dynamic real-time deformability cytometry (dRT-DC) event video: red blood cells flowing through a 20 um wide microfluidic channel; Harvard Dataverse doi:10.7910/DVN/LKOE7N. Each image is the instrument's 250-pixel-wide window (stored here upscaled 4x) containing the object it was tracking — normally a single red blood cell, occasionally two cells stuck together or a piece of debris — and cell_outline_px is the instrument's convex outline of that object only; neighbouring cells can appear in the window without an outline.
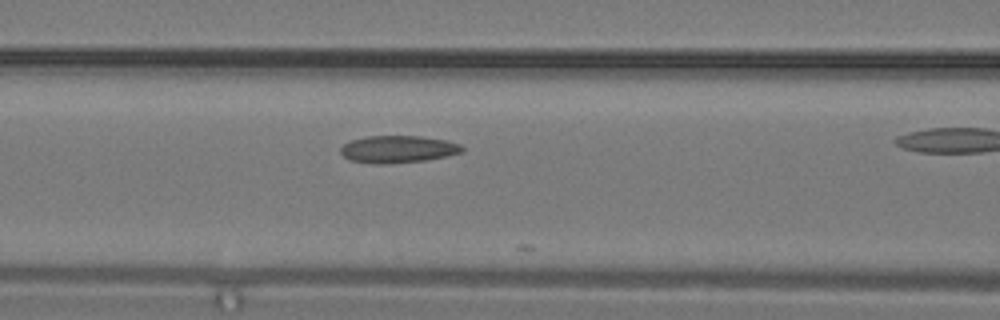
{"species": "common noctule bat (a hibernating species)", "species_latin": "Nyctalus noctula", "temperature_condition": "warm", "stored_images_in_passage": 15, "camera_frame_rate_fps": 3000, "um_per_image_px": 0.085, "animal": {"sex": "male", "body_mass_g": 19.2, "forearm_length_mm": 51.8}, "frame": {"image": 1, "passage_image": 12, "time_ms": 3.667, "image_size_px": [1000, 320], "cell_outline_px": [[464, 152], [424, 160], [388, 164], [376, 164], [348, 160], [340, 152], [340, 148], [344, 144], [352, 140], [368, 136], [420, 136], [448, 140], [460, 144], [464, 148]], "centroid_in_image_um": [33.83, 12.68], "position_along_channel_um": 132.8, "area_um2": 19.31}}